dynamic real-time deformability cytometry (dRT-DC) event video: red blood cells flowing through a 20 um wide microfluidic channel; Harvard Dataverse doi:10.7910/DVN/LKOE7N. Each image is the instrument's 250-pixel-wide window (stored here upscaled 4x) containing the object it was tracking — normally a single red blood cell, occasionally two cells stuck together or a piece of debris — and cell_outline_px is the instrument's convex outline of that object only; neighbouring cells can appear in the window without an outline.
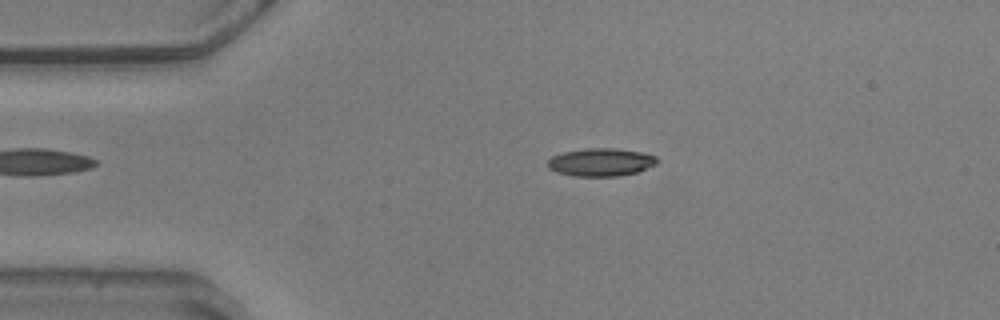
{"species": "common noctule bat (a hibernating species)", "species_latin": "Nyctalus noctula", "temperature_condition": "warm", "stored_images_in_passage": 51, "camera_frame_rate_fps": 3000, "um_per_image_px": 0.085, "animal": {"sex": "male", "body_mass_g": 20.5, "forearm_length_mm": 52.5}, "frame": {"image": 1, "passage_image": 6, "time_ms": 1.667, "image_size_px": [1000, 320], "cell_outline_px": [[660, 160], [656, 164], [636, 172], [620, 176], [572, 176], [556, 172], [548, 168], [548, 160], [552, 156], [564, 152], [588, 148], [612, 148], [644, 152], [656, 156]], "centroid_in_image_um": [51.09, 13.78], "position_along_channel_um": 33.9, "area_um2": 17.86}}
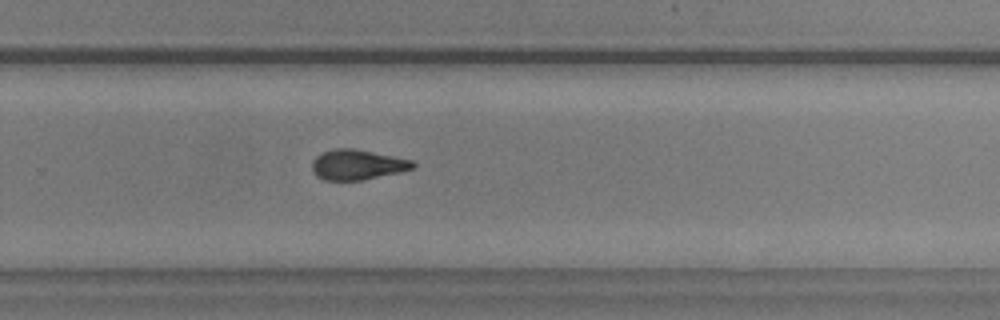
{"frame": {"image": 2, "passage_image": 31, "time_ms": 10.0, "image_size_px": [1000, 320], "cell_outline_px": [[416, 164], [412, 168], [400, 172], [364, 180], [324, 180], [316, 176], [312, 172], [312, 160], [320, 152], [332, 148], [352, 148], [412, 160]], "centroid_in_image_um": [30.31, 14.0], "position_along_channel_um": 299.5, "area_um2": 17.8}}
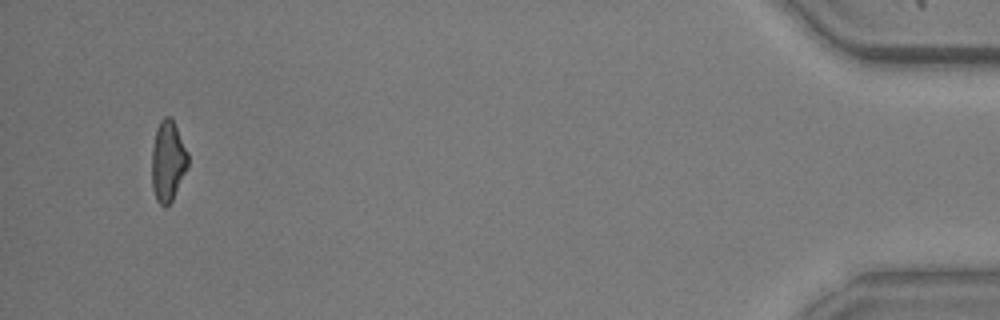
{"frame": {"image": 3, "passage_image": 48, "time_ms": 15.667, "image_size_px": [1000, 320], "cell_outline_px": [[188, 168], [172, 200], [168, 204], [160, 204], [156, 200], [152, 188], [152, 148], [156, 128], [160, 120], [164, 116], [168, 116], [172, 120], [188, 152]], "centroid_in_image_um": [14.26, 13.69], "position_along_channel_um": 420.9, "area_um2": 16.88}, "authors_computed_cell_mechanics": {"area_um2": 17.7446, "velocity_mm_per_s": 3.6039, "shape_relaxation_time_tau1_ms": 6.1589, "shape_relaxation_time_tau2_ms": 2.7271, "deformation_change_tau1": 0.1922, "deformation_change_tau2": 0.0872}}